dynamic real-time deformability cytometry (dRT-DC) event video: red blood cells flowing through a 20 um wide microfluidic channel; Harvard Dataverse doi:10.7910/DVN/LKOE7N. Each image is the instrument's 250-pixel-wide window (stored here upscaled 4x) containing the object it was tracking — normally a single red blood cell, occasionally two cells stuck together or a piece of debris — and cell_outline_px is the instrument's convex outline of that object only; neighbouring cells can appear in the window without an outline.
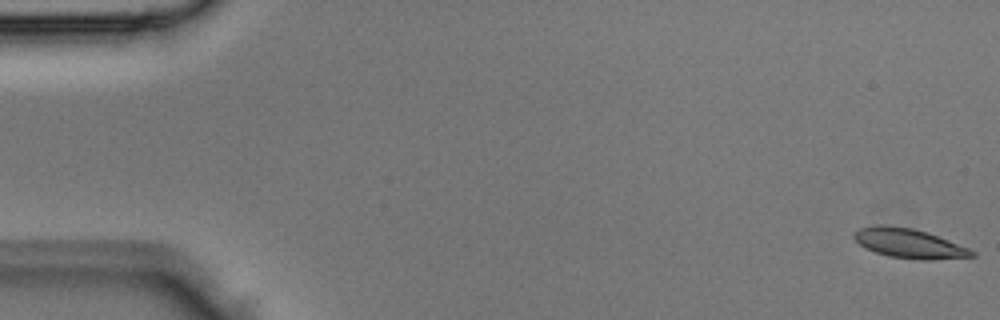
{"species": "Egyptian fruit bat (a non-hibernating species)", "species_latin": "Rousettus aegyptiacus", "temperature_condition": "room temperature", "stored_images_in_passage": 4, "camera_frame_rate_fps": 3000, "um_per_image_px": 0.085, "animal": {"sex": "male"}, "frame": {"image": 1, "passage_image": 1, "time_ms": 0.0, "image_size_px": [1000, 320], "cell_outline_px": [[976, 256], [932, 260], [920, 260], [888, 256], [876, 252], [860, 244], [852, 236], [852, 232], [860, 228], [880, 224], [884, 224], [912, 228], [948, 240], [968, 248], [976, 252]], "centroid_in_image_um": [77.26, 20.69], "position_along_channel_um": 7.7, "area_um2": 20.06}}